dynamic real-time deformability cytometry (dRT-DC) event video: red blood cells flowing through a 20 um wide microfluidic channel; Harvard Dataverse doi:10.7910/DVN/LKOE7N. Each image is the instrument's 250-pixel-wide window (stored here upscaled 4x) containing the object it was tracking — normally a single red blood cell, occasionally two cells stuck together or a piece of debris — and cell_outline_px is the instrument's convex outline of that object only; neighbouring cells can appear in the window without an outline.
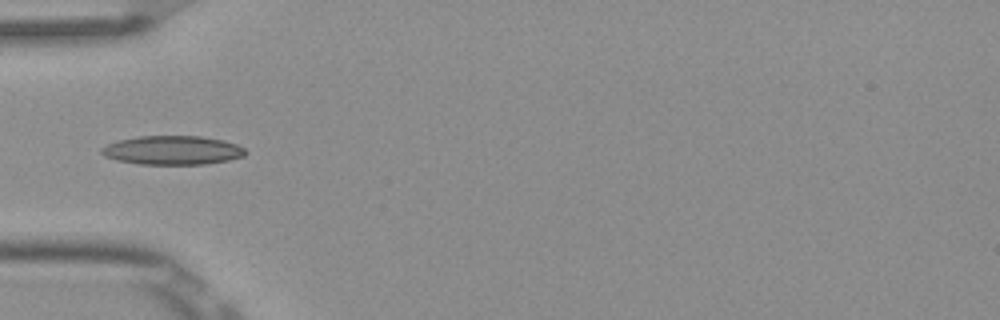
{"species": "Egyptian fruit bat (a non-hibernating species)", "species_latin": "Rousettus aegyptiacus", "temperature_condition": "room temperature", "stored_images_in_passage": 4, "camera_frame_rate_fps": 3000, "um_per_image_px": 0.085, "frame": {"image": 1, "passage_image": 4, "time_ms": 1.0, "image_size_px": [1000, 320], "cell_outline_px": [[248, 152], [244, 156], [228, 160], [204, 164], [140, 164], [116, 160], [104, 156], [100, 152], [100, 148], [108, 144], [120, 140], [140, 136], [200, 136], [224, 140], [236, 144], [244, 148]], "centroid_in_image_um": [14.67, 12.77], "position_along_channel_um": 70.3, "area_um2": 24.22}}